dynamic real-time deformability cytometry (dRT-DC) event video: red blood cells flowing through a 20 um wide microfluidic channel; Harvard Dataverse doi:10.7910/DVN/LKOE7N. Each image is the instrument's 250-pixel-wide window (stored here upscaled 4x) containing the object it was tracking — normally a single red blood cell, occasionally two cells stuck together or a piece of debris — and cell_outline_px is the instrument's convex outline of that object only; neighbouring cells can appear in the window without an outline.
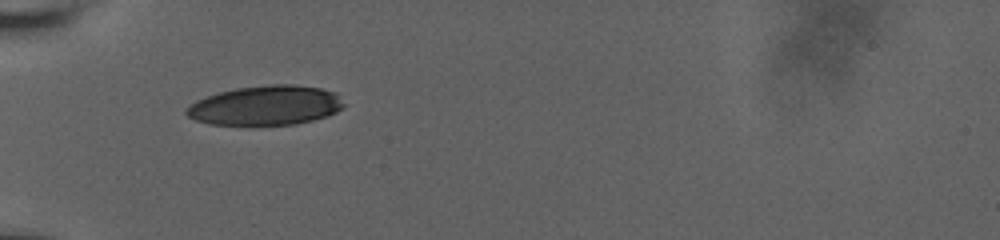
{"species": "human", "species_latin": "Homo sapiens", "temperature_condition": "room temperature", "stored_images_in_passage": 33, "camera_frame_rate_fps": 3000, "um_per_image_px": 0.085, "donor": {"sex": "male"}, "frame": {"image": 1, "passage_image": 1, "time_ms": 0.0, "image_size_px": [1000, 240], "cell_outline_px": [[344, 104], [336, 112], [328, 116], [296, 124], [208, 124], [196, 120], [188, 116], [184, 112], [184, 108], [196, 100], [220, 92], [236, 88], [272, 84], [296, 84], [320, 88], [336, 92]], "centroid_in_image_um": [22.58, 8.95], "position_along_channel_um": 62.4, "area_um2": 36.13}}
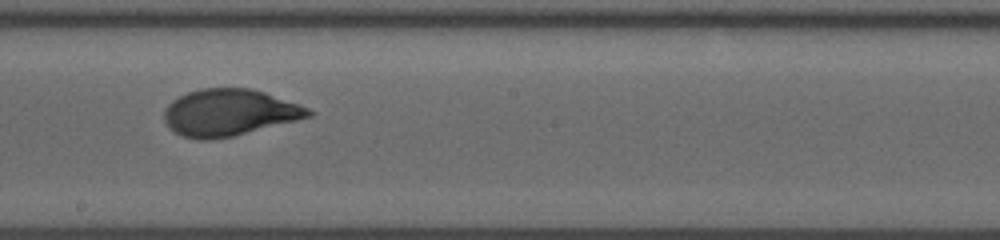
{"frame": {"image": 2, "passage_image": 15, "time_ms": 4.667, "image_size_px": [1000, 240], "cell_outline_px": [[316, 112], [312, 116], [232, 136], [212, 140], [200, 140], [184, 136], [168, 128], [164, 120], [164, 112], [168, 104], [172, 100], [188, 92], [200, 88], [252, 88], [264, 92], [308, 108]], "centroid_in_image_um": [19.45, 9.56], "position_along_channel_um": 228.7, "area_um2": 39.02}}
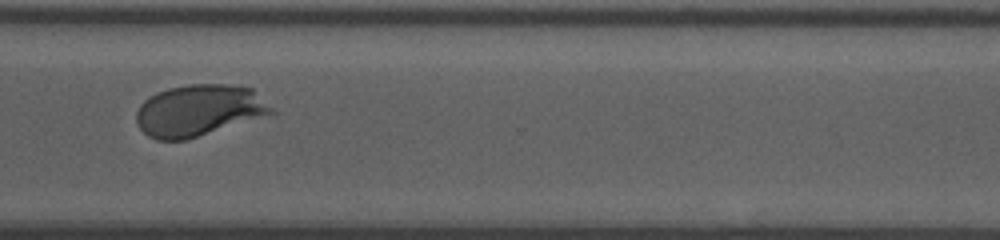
{"frame": {"image": 3, "passage_image": 25, "time_ms": 8.0, "image_size_px": [1000, 240], "cell_outline_px": [[276, 112], [184, 140], [156, 140], [148, 136], [140, 128], [136, 120], [136, 112], [140, 104], [144, 100], [156, 92], [168, 88], [188, 84], [232, 84], [252, 88]], "centroid_in_image_um": [16.86, 9.36], "position_along_channel_um": 353.7, "area_um2": 40.17}, "authors_computed_cell_mechanics": {"area_um2": 39.015, "velocity_mm_per_s": 3.7684, "shape_relaxation_time_tau1_ms": 3.6641, "shape_relaxation_time_tau2_ms": null, "deformation_change_tau1": 0.1634, "deformation_change_tau2": null}}